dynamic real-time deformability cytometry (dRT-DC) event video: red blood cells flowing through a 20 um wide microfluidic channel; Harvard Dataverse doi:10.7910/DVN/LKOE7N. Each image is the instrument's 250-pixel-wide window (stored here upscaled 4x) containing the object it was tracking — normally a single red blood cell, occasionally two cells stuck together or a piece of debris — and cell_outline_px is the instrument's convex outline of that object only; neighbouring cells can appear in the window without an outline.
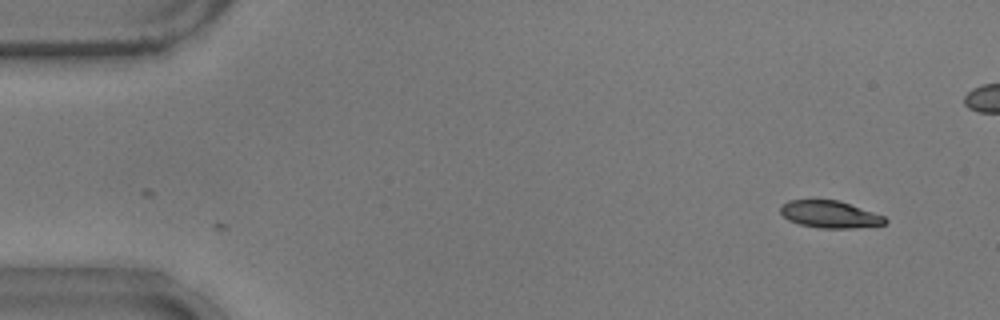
{"species": "common noctule bat (a hibernating species)", "species_latin": "Nyctalus noctula", "temperature_condition": "warm", "stored_images_in_passage": 6, "camera_frame_rate_fps": 3000, "um_per_image_px": 0.085, "animal": {"sex": "male", "body_mass_g": 17.9}, "frame": {"image": 1, "passage_image": 6, "time_ms": 1.667, "image_size_px": [1000, 320], "cell_outline_px": [[888, 220], [884, 224], [852, 228], [820, 228], [800, 224], [788, 220], [780, 212], [780, 204], [788, 200], [836, 200], [884, 216]], "centroid_in_image_um": [70.48, 18.22], "position_along_channel_um": 14.5, "area_um2": 16.3}}